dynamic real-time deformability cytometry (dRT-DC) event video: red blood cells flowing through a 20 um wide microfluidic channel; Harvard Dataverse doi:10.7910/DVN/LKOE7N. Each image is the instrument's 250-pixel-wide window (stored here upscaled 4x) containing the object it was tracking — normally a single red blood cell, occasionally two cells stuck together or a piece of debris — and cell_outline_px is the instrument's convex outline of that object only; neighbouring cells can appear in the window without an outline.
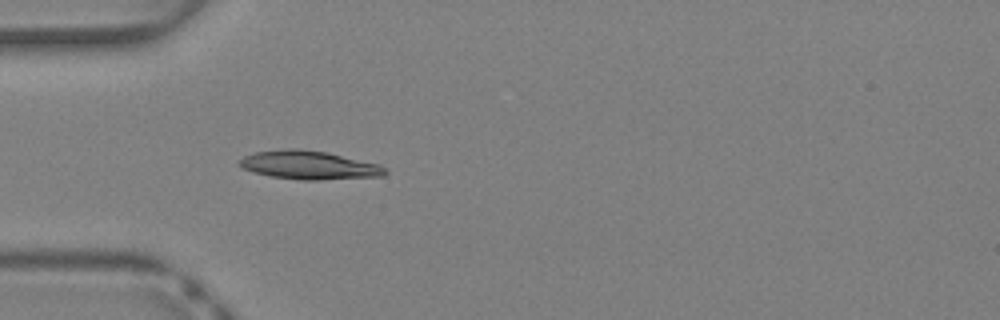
{"species": "Egyptian fruit bat (a non-hibernating species)", "species_latin": "Rousettus aegyptiacus", "temperature_condition": "warm", "stored_images_in_passage": 39, "camera_frame_rate_fps": 3000, "um_per_image_px": 0.085, "animal": {"sex": "female"}, "frame": {"image": 1, "passage_image": 11, "time_ms": 3.333, "image_size_px": [1000, 320], "cell_outline_px": [[388, 172], [384, 176], [316, 180], [300, 180], [272, 176], [256, 172], [244, 168], [236, 164], [244, 156], [256, 152], [288, 148], [300, 148], [324, 152], [380, 164]], "centroid_in_image_um": [26.28, 14.03], "position_along_channel_um": 58.7, "area_um2": 23.99}}
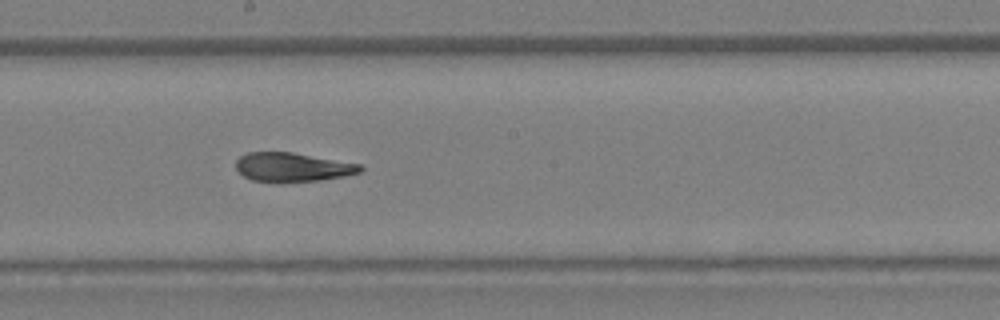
{"frame": {"image": 2, "passage_image": 21, "time_ms": 6.667, "image_size_px": [1000, 320], "cell_outline_px": [[364, 168], [360, 172], [344, 176], [320, 180], [252, 180], [244, 176], [236, 168], [236, 160], [240, 156], [248, 152], [292, 152], [360, 164]], "centroid_in_image_um": [24.87, 14.17], "position_along_channel_um": 223.3, "area_um2": 20.35}}
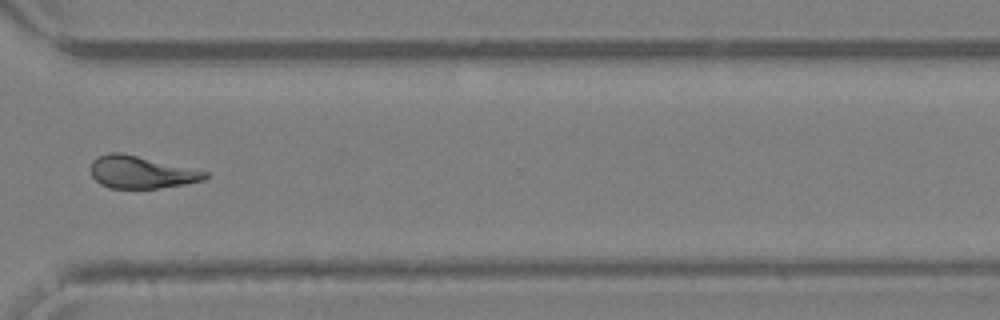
{"frame": {"image": 3, "passage_image": 29, "time_ms": 9.333, "image_size_px": [1000, 320], "cell_outline_px": [[208, 176], [204, 180], [184, 184], [160, 188], [112, 188], [100, 184], [92, 176], [92, 160], [96, 156], [108, 152], [120, 152], [208, 172]], "centroid_in_image_um": [11.97, 14.63], "position_along_channel_um": 358.6, "area_um2": 21.33}}